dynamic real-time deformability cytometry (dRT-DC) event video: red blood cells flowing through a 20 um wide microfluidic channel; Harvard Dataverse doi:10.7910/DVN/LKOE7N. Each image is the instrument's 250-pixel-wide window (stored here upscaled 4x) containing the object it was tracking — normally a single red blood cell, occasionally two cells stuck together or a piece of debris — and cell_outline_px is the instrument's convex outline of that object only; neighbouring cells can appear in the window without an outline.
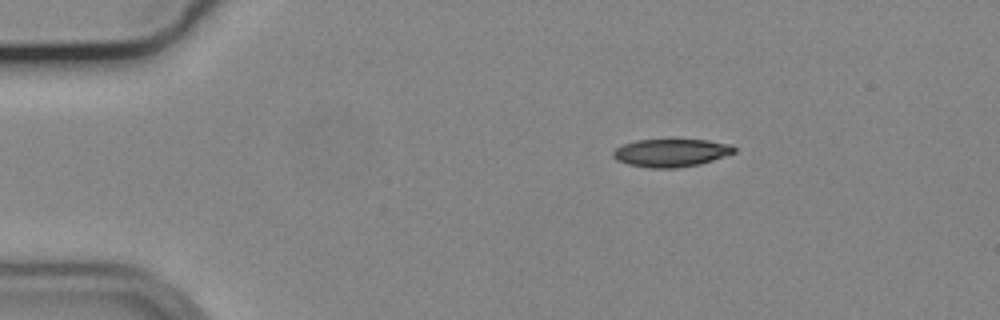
{"species": "common noctule bat (a hibernating species)", "species_latin": "Nyctalus noctula", "temperature_condition": "cold", "stored_images_in_passage": 47, "camera_frame_rate_fps": 3000, "um_per_image_px": 0.085, "animal": {"sex": "male", "body_mass_g": 19.2, "forearm_length_mm": 51.8}, "frame": {"image": 1, "passage_image": 1, "time_ms": 0.0, "image_size_px": [1000, 320], "cell_outline_px": [[736, 152], [700, 164], [680, 168], [648, 168], [628, 164], [616, 160], [612, 156], [612, 152], [616, 148], [624, 144], [636, 140], [672, 136], [708, 140], [732, 144], [736, 148]], "centroid_in_image_um": [57.05, 12.93], "position_along_channel_um": 28.0, "area_um2": 20.81}}
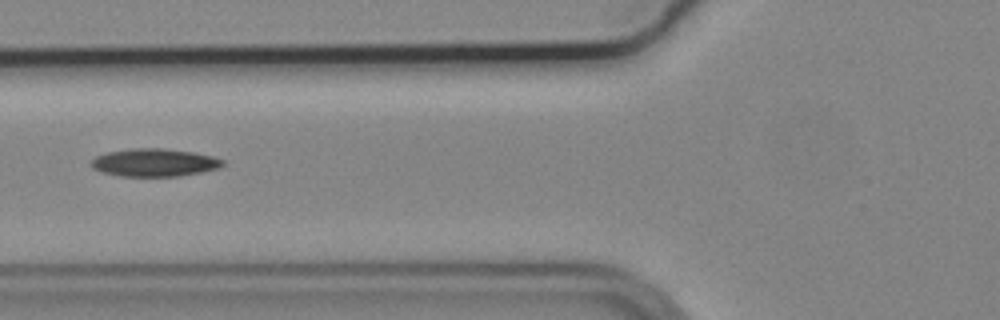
{"frame": {"image": 2, "passage_image": 13, "time_ms": 4.0, "image_size_px": [1000, 320], "cell_outline_px": [[224, 164], [220, 168], [180, 176], [120, 176], [100, 172], [92, 168], [88, 164], [88, 160], [96, 156], [108, 152], [132, 148], [164, 148], [196, 152], [212, 156], [224, 160]], "centroid_in_image_um": [13.08, 13.81], "position_along_channel_um": 112.7, "area_um2": 21.68}}
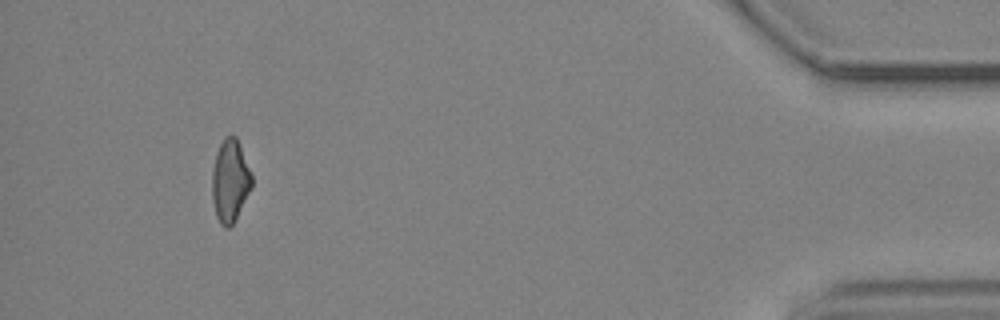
{"frame": {"image": 3, "passage_image": 43, "time_ms": 14.0, "image_size_px": [1000, 320], "cell_outline_px": [[252, 188], [232, 224], [228, 228], [224, 228], [220, 224], [216, 216], [212, 200], [212, 172], [216, 152], [220, 144], [228, 136], [236, 136], [240, 144], [252, 176]], "centroid_in_image_um": [19.55, 15.39], "position_along_channel_um": 415.6, "area_um2": 18.96}, "authors_computed_cell_mechanics": {"area_um2": 20.519, "velocity_mm_per_s": 3.711, "shape_relaxation_time_tau1_ms": 8.5247, "shape_relaxation_time_tau2_ms": null, "deformation_change_tau1": 0.1797, "deformation_change_tau2": null}}